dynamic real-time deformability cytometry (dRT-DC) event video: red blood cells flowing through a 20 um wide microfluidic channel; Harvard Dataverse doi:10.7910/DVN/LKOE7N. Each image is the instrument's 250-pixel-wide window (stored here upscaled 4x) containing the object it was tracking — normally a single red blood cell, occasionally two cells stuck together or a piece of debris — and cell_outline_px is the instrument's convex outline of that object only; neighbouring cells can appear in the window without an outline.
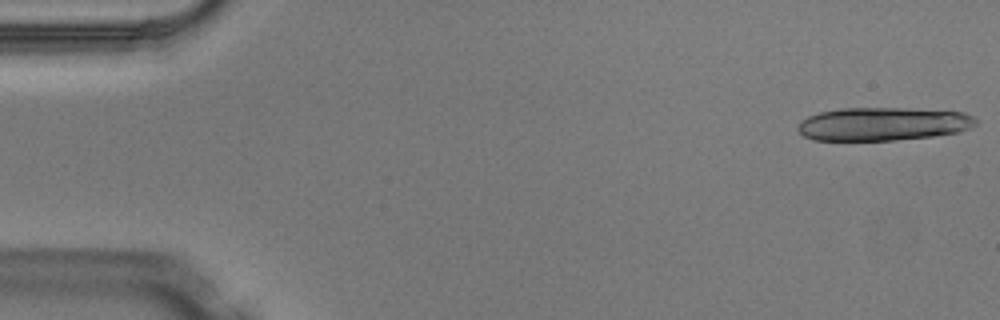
{"species": "Egyptian fruit bat (a non-hibernating species)", "species_latin": "Rousettus aegyptiacus", "temperature_condition": "warm", "stored_images_in_passage": 4, "camera_frame_rate_fps": 3000, "um_per_image_px": 0.085, "animal": {"sex": "male"}, "frame": {"image": 1, "passage_image": 1, "time_ms": 0.0, "image_size_px": [1000, 320], "cell_outline_px": [[980, 120], [976, 124], [960, 132], [932, 136], [896, 140], [812, 140], [804, 136], [796, 128], [800, 120], [808, 116], [820, 112], [840, 108], [900, 108], [964, 112]], "centroid_in_image_um": [75.04, 10.53], "position_along_channel_um": 10.0, "area_um2": 34.62}}
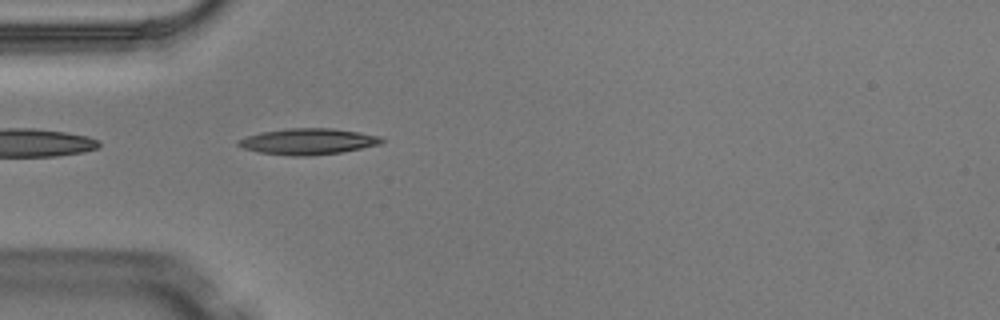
{"frame": {"image": 2, "passage_image": 4, "time_ms": 1.0, "image_size_px": [1000, 320], "cell_outline_px": [[384, 140], [380, 144], [340, 152], [304, 156], [292, 156], [260, 152], [244, 148], [236, 144], [236, 140], [260, 132], [288, 128], [332, 128], [360, 132], [380, 136]], "centroid_in_image_um": [26.16, 12.01], "position_along_channel_um": 58.8, "area_um2": 21.62}}